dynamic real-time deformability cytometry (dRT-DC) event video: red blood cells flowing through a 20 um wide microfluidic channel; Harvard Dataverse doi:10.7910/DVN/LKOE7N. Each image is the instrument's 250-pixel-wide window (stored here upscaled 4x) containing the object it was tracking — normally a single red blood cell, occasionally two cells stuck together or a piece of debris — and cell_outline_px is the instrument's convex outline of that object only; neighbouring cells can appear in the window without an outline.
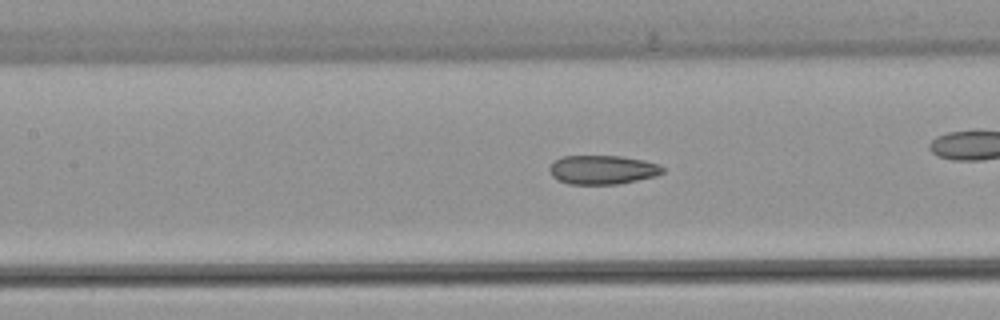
{"species": "common noctule bat (a hibernating species)", "species_latin": "Nyctalus noctula", "temperature_condition": "warm", "stored_images_in_passage": 54, "camera_frame_rate_fps": 3000, "um_per_image_px": 0.085, "animal": {"sex": "female", "body_mass_g": 22.7, "forearm_length_mm": 54.2}, "frame": {"image": 1, "passage_image": 24, "time_ms": 7.667, "image_size_px": [1000, 320], "cell_outline_px": [[664, 172], [656, 176], [616, 184], [568, 184], [552, 176], [548, 168], [560, 156], [620, 156], [644, 160], [660, 164], [664, 168]], "centroid_in_image_um": [51.23, 14.42], "position_along_channel_um": 156.2, "area_um2": 19.07}, "authors_computed_cell_mechanics": {"area_um2": 20.4323, "velocity_mm_per_s": 3.8883, "shape_relaxation_time_tau1_ms": null, "shape_relaxation_time_tau2_ms": 2.4108, "deformation_change_tau1": null, "deformation_change_tau2": 0.1022}}